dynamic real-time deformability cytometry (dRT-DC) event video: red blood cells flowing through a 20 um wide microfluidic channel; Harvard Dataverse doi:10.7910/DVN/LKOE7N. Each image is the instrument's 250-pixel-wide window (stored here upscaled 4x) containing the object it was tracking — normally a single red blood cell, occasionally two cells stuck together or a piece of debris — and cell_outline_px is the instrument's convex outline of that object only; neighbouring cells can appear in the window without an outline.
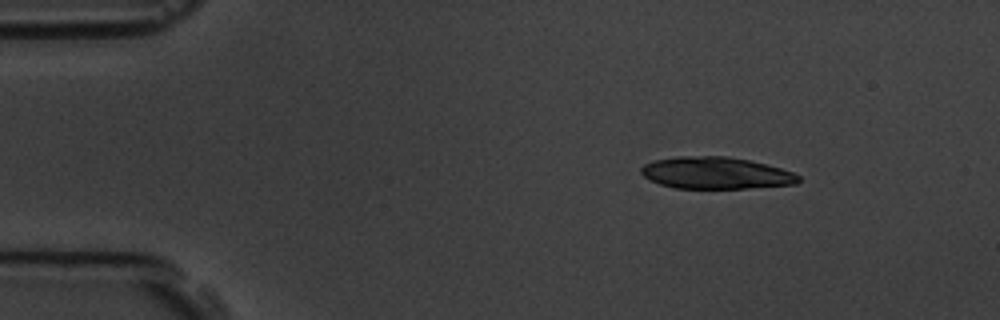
{"species": "common noctule bat (a hibernating species)", "species_latin": "Nyctalus noctula", "temperature_condition": "room temperature", "stored_images_in_passage": 3, "camera_frame_rate_fps": 3000, "um_per_image_px": 0.085, "animal": {"sex": "male", "body_mass_g": 19.5, "forearm_length_mm": 54.6}, "frame": {"image": 1, "passage_image": 1, "time_ms": 0.0, "image_size_px": [1000, 320], "cell_outline_px": [[800, 180], [796, 184], [744, 188], [676, 188], [660, 184], [644, 176], [640, 172], [640, 168], [644, 164], [652, 160], [676, 156], [728, 156], [748, 160], [780, 168], [792, 172], [800, 176]], "centroid_in_image_um": [60.81, 14.69], "position_along_channel_um": 24.2, "area_um2": 29.13}}